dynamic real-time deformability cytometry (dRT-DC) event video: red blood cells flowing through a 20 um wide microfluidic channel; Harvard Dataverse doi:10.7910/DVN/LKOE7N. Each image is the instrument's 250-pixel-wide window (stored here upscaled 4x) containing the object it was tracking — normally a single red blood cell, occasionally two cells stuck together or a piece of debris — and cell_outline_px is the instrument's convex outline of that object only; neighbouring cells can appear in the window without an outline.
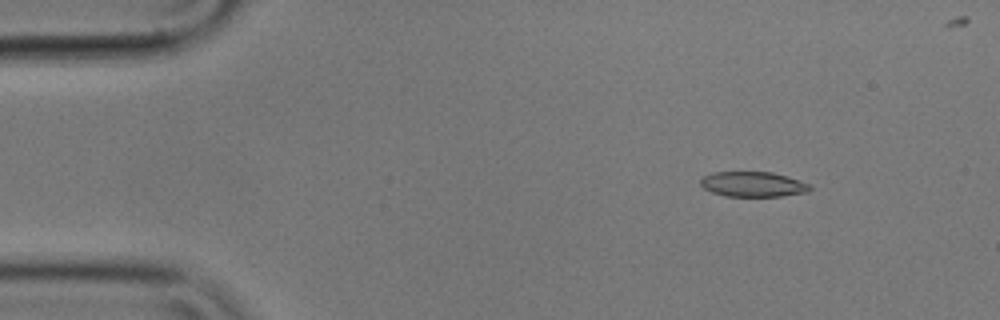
{"species": "common noctule bat (a hibernating species)", "species_latin": "Nyctalus noctula", "temperature_condition": "cold", "stored_images_in_passage": 14, "camera_frame_rate_fps": 3000, "um_per_image_px": 0.085, "animal": {"sex": "male", "body_mass_g": 17.9}, "frame": {"image": 1, "passage_image": 7, "time_ms": 2.0, "image_size_px": [1000, 320], "cell_outline_px": [[812, 188], [808, 192], [780, 196], [724, 196], [712, 192], [704, 188], [700, 184], [700, 180], [704, 176], [712, 172], [772, 172], [808, 184]], "centroid_in_image_um": [63.96, 15.66], "position_along_channel_um": 21.0, "area_um2": 15.78}}